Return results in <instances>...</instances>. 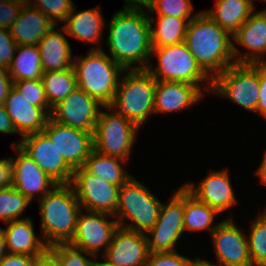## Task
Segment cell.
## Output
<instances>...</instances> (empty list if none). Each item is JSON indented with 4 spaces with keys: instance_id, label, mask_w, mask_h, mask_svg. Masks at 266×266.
<instances>
[{
    "instance_id": "cell-1",
    "label": "cell",
    "mask_w": 266,
    "mask_h": 266,
    "mask_svg": "<svg viewBox=\"0 0 266 266\" xmlns=\"http://www.w3.org/2000/svg\"><path fill=\"white\" fill-rule=\"evenodd\" d=\"M123 8L109 23L107 45L111 58L124 70L147 69L152 52L149 15L143 7Z\"/></svg>"
},
{
    "instance_id": "cell-2",
    "label": "cell",
    "mask_w": 266,
    "mask_h": 266,
    "mask_svg": "<svg viewBox=\"0 0 266 266\" xmlns=\"http://www.w3.org/2000/svg\"><path fill=\"white\" fill-rule=\"evenodd\" d=\"M229 35L204 11L198 12L188 23L184 42L198 65L212 80L236 63Z\"/></svg>"
},
{
    "instance_id": "cell-3",
    "label": "cell",
    "mask_w": 266,
    "mask_h": 266,
    "mask_svg": "<svg viewBox=\"0 0 266 266\" xmlns=\"http://www.w3.org/2000/svg\"><path fill=\"white\" fill-rule=\"evenodd\" d=\"M42 239L50 247L68 244L76 229L81 212L77 196L70 184H57L39 199Z\"/></svg>"
},
{
    "instance_id": "cell-4",
    "label": "cell",
    "mask_w": 266,
    "mask_h": 266,
    "mask_svg": "<svg viewBox=\"0 0 266 266\" xmlns=\"http://www.w3.org/2000/svg\"><path fill=\"white\" fill-rule=\"evenodd\" d=\"M123 73L108 107L140 128L154 113L157 81L147 69L124 70Z\"/></svg>"
},
{
    "instance_id": "cell-5",
    "label": "cell",
    "mask_w": 266,
    "mask_h": 266,
    "mask_svg": "<svg viewBox=\"0 0 266 266\" xmlns=\"http://www.w3.org/2000/svg\"><path fill=\"white\" fill-rule=\"evenodd\" d=\"M99 46L73 62L78 88L108 106L115 96L124 69Z\"/></svg>"
},
{
    "instance_id": "cell-6",
    "label": "cell",
    "mask_w": 266,
    "mask_h": 266,
    "mask_svg": "<svg viewBox=\"0 0 266 266\" xmlns=\"http://www.w3.org/2000/svg\"><path fill=\"white\" fill-rule=\"evenodd\" d=\"M161 206V201L145 185L131 177L120 187L115 217L119 216L120 227L147 234L156 224ZM124 219L131 223L125 225Z\"/></svg>"
},
{
    "instance_id": "cell-7",
    "label": "cell",
    "mask_w": 266,
    "mask_h": 266,
    "mask_svg": "<svg viewBox=\"0 0 266 266\" xmlns=\"http://www.w3.org/2000/svg\"><path fill=\"white\" fill-rule=\"evenodd\" d=\"M153 54L158 57V66L149 63L147 70L156 81L185 82L197 86L202 91L200 83L208 80L207 90H212V79L198 65L185 42L152 48L151 55Z\"/></svg>"
},
{
    "instance_id": "cell-8",
    "label": "cell",
    "mask_w": 266,
    "mask_h": 266,
    "mask_svg": "<svg viewBox=\"0 0 266 266\" xmlns=\"http://www.w3.org/2000/svg\"><path fill=\"white\" fill-rule=\"evenodd\" d=\"M259 63H235L212 80L216 96L229 98L256 113L259 100Z\"/></svg>"
},
{
    "instance_id": "cell-9",
    "label": "cell",
    "mask_w": 266,
    "mask_h": 266,
    "mask_svg": "<svg viewBox=\"0 0 266 266\" xmlns=\"http://www.w3.org/2000/svg\"><path fill=\"white\" fill-rule=\"evenodd\" d=\"M109 112L100 110L93 133L94 150L108 156L127 160L136 142L139 127L114 110L104 106Z\"/></svg>"
},
{
    "instance_id": "cell-10",
    "label": "cell",
    "mask_w": 266,
    "mask_h": 266,
    "mask_svg": "<svg viewBox=\"0 0 266 266\" xmlns=\"http://www.w3.org/2000/svg\"><path fill=\"white\" fill-rule=\"evenodd\" d=\"M70 185L84 210L115 216L121 186L90 174L84 167L74 170Z\"/></svg>"
},
{
    "instance_id": "cell-11",
    "label": "cell",
    "mask_w": 266,
    "mask_h": 266,
    "mask_svg": "<svg viewBox=\"0 0 266 266\" xmlns=\"http://www.w3.org/2000/svg\"><path fill=\"white\" fill-rule=\"evenodd\" d=\"M165 205L162 203L158 220L146 234L150 252H172L184 234V185ZM150 234V236H148Z\"/></svg>"
},
{
    "instance_id": "cell-12",
    "label": "cell",
    "mask_w": 266,
    "mask_h": 266,
    "mask_svg": "<svg viewBox=\"0 0 266 266\" xmlns=\"http://www.w3.org/2000/svg\"><path fill=\"white\" fill-rule=\"evenodd\" d=\"M110 216L113 217L107 213L80 212L75 233L68 244L93 255L95 259L102 247L104 254L112 241L114 231L119 226L116 219L108 220Z\"/></svg>"
},
{
    "instance_id": "cell-13",
    "label": "cell",
    "mask_w": 266,
    "mask_h": 266,
    "mask_svg": "<svg viewBox=\"0 0 266 266\" xmlns=\"http://www.w3.org/2000/svg\"><path fill=\"white\" fill-rule=\"evenodd\" d=\"M21 140L12 146H19L57 184H70L74 170L43 131Z\"/></svg>"
},
{
    "instance_id": "cell-14",
    "label": "cell",
    "mask_w": 266,
    "mask_h": 266,
    "mask_svg": "<svg viewBox=\"0 0 266 266\" xmlns=\"http://www.w3.org/2000/svg\"><path fill=\"white\" fill-rule=\"evenodd\" d=\"M217 224L211 233L212 242L219 266H252L247 235L239 229L232 215ZM200 262L206 266L213 265L207 260Z\"/></svg>"
},
{
    "instance_id": "cell-15",
    "label": "cell",
    "mask_w": 266,
    "mask_h": 266,
    "mask_svg": "<svg viewBox=\"0 0 266 266\" xmlns=\"http://www.w3.org/2000/svg\"><path fill=\"white\" fill-rule=\"evenodd\" d=\"M97 99L76 88L52 108L51 119L59 124L94 133L101 108Z\"/></svg>"
},
{
    "instance_id": "cell-16",
    "label": "cell",
    "mask_w": 266,
    "mask_h": 266,
    "mask_svg": "<svg viewBox=\"0 0 266 266\" xmlns=\"http://www.w3.org/2000/svg\"><path fill=\"white\" fill-rule=\"evenodd\" d=\"M43 132L73 170L83 167L86 159L94 150L91 132L59 124L51 118Z\"/></svg>"
},
{
    "instance_id": "cell-17",
    "label": "cell",
    "mask_w": 266,
    "mask_h": 266,
    "mask_svg": "<svg viewBox=\"0 0 266 266\" xmlns=\"http://www.w3.org/2000/svg\"><path fill=\"white\" fill-rule=\"evenodd\" d=\"M149 253L146 234L118 226L102 256L117 266H146Z\"/></svg>"
},
{
    "instance_id": "cell-18",
    "label": "cell",
    "mask_w": 266,
    "mask_h": 266,
    "mask_svg": "<svg viewBox=\"0 0 266 266\" xmlns=\"http://www.w3.org/2000/svg\"><path fill=\"white\" fill-rule=\"evenodd\" d=\"M232 39L247 53H239L233 42V55L236 63H266L263 54L266 53V9L253 11L250 17L232 35Z\"/></svg>"
},
{
    "instance_id": "cell-19",
    "label": "cell",
    "mask_w": 266,
    "mask_h": 266,
    "mask_svg": "<svg viewBox=\"0 0 266 266\" xmlns=\"http://www.w3.org/2000/svg\"><path fill=\"white\" fill-rule=\"evenodd\" d=\"M13 148L18 153L17 158H10L13 169V187L31 202L35 193L40 195L38 200L43 198L57 183L41 170L19 146H13Z\"/></svg>"
},
{
    "instance_id": "cell-20",
    "label": "cell",
    "mask_w": 266,
    "mask_h": 266,
    "mask_svg": "<svg viewBox=\"0 0 266 266\" xmlns=\"http://www.w3.org/2000/svg\"><path fill=\"white\" fill-rule=\"evenodd\" d=\"M16 132L24 136L42 132L51 118V108H40L29 103L13 86L4 102Z\"/></svg>"
},
{
    "instance_id": "cell-21",
    "label": "cell",
    "mask_w": 266,
    "mask_h": 266,
    "mask_svg": "<svg viewBox=\"0 0 266 266\" xmlns=\"http://www.w3.org/2000/svg\"><path fill=\"white\" fill-rule=\"evenodd\" d=\"M184 186L198 200L209 205L219 214L237 203L226 169L210 172L196 188L192 183Z\"/></svg>"
},
{
    "instance_id": "cell-22",
    "label": "cell",
    "mask_w": 266,
    "mask_h": 266,
    "mask_svg": "<svg viewBox=\"0 0 266 266\" xmlns=\"http://www.w3.org/2000/svg\"><path fill=\"white\" fill-rule=\"evenodd\" d=\"M204 92L197 86L174 81H157L154 97V113L176 112L188 109L203 98Z\"/></svg>"
},
{
    "instance_id": "cell-23",
    "label": "cell",
    "mask_w": 266,
    "mask_h": 266,
    "mask_svg": "<svg viewBox=\"0 0 266 266\" xmlns=\"http://www.w3.org/2000/svg\"><path fill=\"white\" fill-rule=\"evenodd\" d=\"M3 229L6 248L10 254H25L42 258L48 253L44 240L37 238L30 217L8 222Z\"/></svg>"
},
{
    "instance_id": "cell-24",
    "label": "cell",
    "mask_w": 266,
    "mask_h": 266,
    "mask_svg": "<svg viewBox=\"0 0 266 266\" xmlns=\"http://www.w3.org/2000/svg\"><path fill=\"white\" fill-rule=\"evenodd\" d=\"M54 26L40 10L26 2L8 29L17 45H37Z\"/></svg>"
},
{
    "instance_id": "cell-25",
    "label": "cell",
    "mask_w": 266,
    "mask_h": 266,
    "mask_svg": "<svg viewBox=\"0 0 266 266\" xmlns=\"http://www.w3.org/2000/svg\"><path fill=\"white\" fill-rule=\"evenodd\" d=\"M54 26L39 41L43 73L66 70L73 67L72 50L66 37Z\"/></svg>"
},
{
    "instance_id": "cell-26",
    "label": "cell",
    "mask_w": 266,
    "mask_h": 266,
    "mask_svg": "<svg viewBox=\"0 0 266 266\" xmlns=\"http://www.w3.org/2000/svg\"><path fill=\"white\" fill-rule=\"evenodd\" d=\"M103 16L99 8H91L76 13L73 7L71 13L68 15L64 22V27L59 28L62 32L73 37L76 40L83 41L85 43L94 44L102 38V31L104 25Z\"/></svg>"
},
{
    "instance_id": "cell-27",
    "label": "cell",
    "mask_w": 266,
    "mask_h": 266,
    "mask_svg": "<svg viewBox=\"0 0 266 266\" xmlns=\"http://www.w3.org/2000/svg\"><path fill=\"white\" fill-rule=\"evenodd\" d=\"M249 0H216L215 10H205L216 23L232 35L255 10Z\"/></svg>"
},
{
    "instance_id": "cell-28",
    "label": "cell",
    "mask_w": 266,
    "mask_h": 266,
    "mask_svg": "<svg viewBox=\"0 0 266 266\" xmlns=\"http://www.w3.org/2000/svg\"><path fill=\"white\" fill-rule=\"evenodd\" d=\"M120 160V161H119ZM127 160L101 154L95 150L86 159L84 168L96 177L113 185L122 186L132 176L124 169Z\"/></svg>"
},
{
    "instance_id": "cell-29",
    "label": "cell",
    "mask_w": 266,
    "mask_h": 266,
    "mask_svg": "<svg viewBox=\"0 0 266 266\" xmlns=\"http://www.w3.org/2000/svg\"><path fill=\"white\" fill-rule=\"evenodd\" d=\"M150 35L152 48H161L179 44L185 41L188 23L191 19H181L173 16L158 15L156 28H152L155 23L154 17H150Z\"/></svg>"
},
{
    "instance_id": "cell-30",
    "label": "cell",
    "mask_w": 266,
    "mask_h": 266,
    "mask_svg": "<svg viewBox=\"0 0 266 266\" xmlns=\"http://www.w3.org/2000/svg\"><path fill=\"white\" fill-rule=\"evenodd\" d=\"M19 53V54H16ZM8 68L11 80H38L43 76L41 54L37 45H18Z\"/></svg>"
},
{
    "instance_id": "cell-31",
    "label": "cell",
    "mask_w": 266,
    "mask_h": 266,
    "mask_svg": "<svg viewBox=\"0 0 266 266\" xmlns=\"http://www.w3.org/2000/svg\"><path fill=\"white\" fill-rule=\"evenodd\" d=\"M219 213L198 200L184 186V231H199L207 229L212 233L217 225H213L214 217Z\"/></svg>"
},
{
    "instance_id": "cell-32",
    "label": "cell",
    "mask_w": 266,
    "mask_h": 266,
    "mask_svg": "<svg viewBox=\"0 0 266 266\" xmlns=\"http://www.w3.org/2000/svg\"><path fill=\"white\" fill-rule=\"evenodd\" d=\"M41 80L51 109L78 88L73 67L66 70L45 72Z\"/></svg>"
},
{
    "instance_id": "cell-33",
    "label": "cell",
    "mask_w": 266,
    "mask_h": 266,
    "mask_svg": "<svg viewBox=\"0 0 266 266\" xmlns=\"http://www.w3.org/2000/svg\"><path fill=\"white\" fill-rule=\"evenodd\" d=\"M247 240L252 266H266V209L253 221Z\"/></svg>"
},
{
    "instance_id": "cell-34",
    "label": "cell",
    "mask_w": 266,
    "mask_h": 266,
    "mask_svg": "<svg viewBox=\"0 0 266 266\" xmlns=\"http://www.w3.org/2000/svg\"><path fill=\"white\" fill-rule=\"evenodd\" d=\"M31 201L13 186L0 190V220L5 223L18 220Z\"/></svg>"
},
{
    "instance_id": "cell-35",
    "label": "cell",
    "mask_w": 266,
    "mask_h": 266,
    "mask_svg": "<svg viewBox=\"0 0 266 266\" xmlns=\"http://www.w3.org/2000/svg\"><path fill=\"white\" fill-rule=\"evenodd\" d=\"M48 253L58 266H95V261L88 259L82 253L93 256L70 244H56L48 247Z\"/></svg>"
},
{
    "instance_id": "cell-36",
    "label": "cell",
    "mask_w": 266,
    "mask_h": 266,
    "mask_svg": "<svg viewBox=\"0 0 266 266\" xmlns=\"http://www.w3.org/2000/svg\"><path fill=\"white\" fill-rule=\"evenodd\" d=\"M145 8L152 14L157 12L158 15L181 19H192L197 15L190 16L194 9L191 0H150Z\"/></svg>"
},
{
    "instance_id": "cell-37",
    "label": "cell",
    "mask_w": 266,
    "mask_h": 266,
    "mask_svg": "<svg viewBox=\"0 0 266 266\" xmlns=\"http://www.w3.org/2000/svg\"><path fill=\"white\" fill-rule=\"evenodd\" d=\"M26 0L35 9L40 10L55 26L57 22H65L75 7L72 0ZM33 2V3H32Z\"/></svg>"
},
{
    "instance_id": "cell-38",
    "label": "cell",
    "mask_w": 266,
    "mask_h": 266,
    "mask_svg": "<svg viewBox=\"0 0 266 266\" xmlns=\"http://www.w3.org/2000/svg\"><path fill=\"white\" fill-rule=\"evenodd\" d=\"M13 86L30 104L40 108H50L41 79L14 81Z\"/></svg>"
},
{
    "instance_id": "cell-39",
    "label": "cell",
    "mask_w": 266,
    "mask_h": 266,
    "mask_svg": "<svg viewBox=\"0 0 266 266\" xmlns=\"http://www.w3.org/2000/svg\"><path fill=\"white\" fill-rule=\"evenodd\" d=\"M200 258H186L176 251L150 252L146 266H196Z\"/></svg>"
},
{
    "instance_id": "cell-40",
    "label": "cell",
    "mask_w": 266,
    "mask_h": 266,
    "mask_svg": "<svg viewBox=\"0 0 266 266\" xmlns=\"http://www.w3.org/2000/svg\"><path fill=\"white\" fill-rule=\"evenodd\" d=\"M17 46L9 29L0 28V67L9 68Z\"/></svg>"
},
{
    "instance_id": "cell-41",
    "label": "cell",
    "mask_w": 266,
    "mask_h": 266,
    "mask_svg": "<svg viewBox=\"0 0 266 266\" xmlns=\"http://www.w3.org/2000/svg\"><path fill=\"white\" fill-rule=\"evenodd\" d=\"M26 0H13L0 3V28L8 29L17 19Z\"/></svg>"
},
{
    "instance_id": "cell-42",
    "label": "cell",
    "mask_w": 266,
    "mask_h": 266,
    "mask_svg": "<svg viewBox=\"0 0 266 266\" xmlns=\"http://www.w3.org/2000/svg\"><path fill=\"white\" fill-rule=\"evenodd\" d=\"M39 257L25 254L7 253L1 260L0 266H35Z\"/></svg>"
},
{
    "instance_id": "cell-43",
    "label": "cell",
    "mask_w": 266,
    "mask_h": 266,
    "mask_svg": "<svg viewBox=\"0 0 266 266\" xmlns=\"http://www.w3.org/2000/svg\"><path fill=\"white\" fill-rule=\"evenodd\" d=\"M259 88L256 113L266 118V63H259Z\"/></svg>"
},
{
    "instance_id": "cell-44",
    "label": "cell",
    "mask_w": 266,
    "mask_h": 266,
    "mask_svg": "<svg viewBox=\"0 0 266 266\" xmlns=\"http://www.w3.org/2000/svg\"><path fill=\"white\" fill-rule=\"evenodd\" d=\"M13 186V169L10 157L0 160V190Z\"/></svg>"
},
{
    "instance_id": "cell-45",
    "label": "cell",
    "mask_w": 266,
    "mask_h": 266,
    "mask_svg": "<svg viewBox=\"0 0 266 266\" xmlns=\"http://www.w3.org/2000/svg\"><path fill=\"white\" fill-rule=\"evenodd\" d=\"M12 87L13 81L8 74V69L0 67V105H4L5 99Z\"/></svg>"
},
{
    "instance_id": "cell-46",
    "label": "cell",
    "mask_w": 266,
    "mask_h": 266,
    "mask_svg": "<svg viewBox=\"0 0 266 266\" xmlns=\"http://www.w3.org/2000/svg\"><path fill=\"white\" fill-rule=\"evenodd\" d=\"M0 132L18 134L4 105H0Z\"/></svg>"
},
{
    "instance_id": "cell-47",
    "label": "cell",
    "mask_w": 266,
    "mask_h": 266,
    "mask_svg": "<svg viewBox=\"0 0 266 266\" xmlns=\"http://www.w3.org/2000/svg\"><path fill=\"white\" fill-rule=\"evenodd\" d=\"M35 266H58L57 262L53 259V257L47 253L42 258H39L35 264Z\"/></svg>"
},
{
    "instance_id": "cell-48",
    "label": "cell",
    "mask_w": 266,
    "mask_h": 266,
    "mask_svg": "<svg viewBox=\"0 0 266 266\" xmlns=\"http://www.w3.org/2000/svg\"><path fill=\"white\" fill-rule=\"evenodd\" d=\"M263 160L261 162L260 167L257 170V174L260 177V181L261 183L266 185V152H265V156H263Z\"/></svg>"
},
{
    "instance_id": "cell-49",
    "label": "cell",
    "mask_w": 266,
    "mask_h": 266,
    "mask_svg": "<svg viewBox=\"0 0 266 266\" xmlns=\"http://www.w3.org/2000/svg\"><path fill=\"white\" fill-rule=\"evenodd\" d=\"M8 253L3 229L0 228V260Z\"/></svg>"
},
{
    "instance_id": "cell-50",
    "label": "cell",
    "mask_w": 266,
    "mask_h": 266,
    "mask_svg": "<svg viewBox=\"0 0 266 266\" xmlns=\"http://www.w3.org/2000/svg\"><path fill=\"white\" fill-rule=\"evenodd\" d=\"M150 0H125V6L131 7H145Z\"/></svg>"
},
{
    "instance_id": "cell-51",
    "label": "cell",
    "mask_w": 266,
    "mask_h": 266,
    "mask_svg": "<svg viewBox=\"0 0 266 266\" xmlns=\"http://www.w3.org/2000/svg\"><path fill=\"white\" fill-rule=\"evenodd\" d=\"M95 266H117L112 263H109L107 260H104L103 262L95 261Z\"/></svg>"
},
{
    "instance_id": "cell-52",
    "label": "cell",
    "mask_w": 266,
    "mask_h": 266,
    "mask_svg": "<svg viewBox=\"0 0 266 266\" xmlns=\"http://www.w3.org/2000/svg\"><path fill=\"white\" fill-rule=\"evenodd\" d=\"M7 1H13V0H0V3H5Z\"/></svg>"
},
{
    "instance_id": "cell-53",
    "label": "cell",
    "mask_w": 266,
    "mask_h": 266,
    "mask_svg": "<svg viewBox=\"0 0 266 266\" xmlns=\"http://www.w3.org/2000/svg\"><path fill=\"white\" fill-rule=\"evenodd\" d=\"M196 266H206V265H203L200 261L197 263Z\"/></svg>"
},
{
    "instance_id": "cell-54",
    "label": "cell",
    "mask_w": 266,
    "mask_h": 266,
    "mask_svg": "<svg viewBox=\"0 0 266 266\" xmlns=\"http://www.w3.org/2000/svg\"><path fill=\"white\" fill-rule=\"evenodd\" d=\"M249 1H250V2H251V4L254 6V4H253V1H254V0H249ZM262 1H263V0H262ZM264 1H266V0H264Z\"/></svg>"
}]
</instances>
